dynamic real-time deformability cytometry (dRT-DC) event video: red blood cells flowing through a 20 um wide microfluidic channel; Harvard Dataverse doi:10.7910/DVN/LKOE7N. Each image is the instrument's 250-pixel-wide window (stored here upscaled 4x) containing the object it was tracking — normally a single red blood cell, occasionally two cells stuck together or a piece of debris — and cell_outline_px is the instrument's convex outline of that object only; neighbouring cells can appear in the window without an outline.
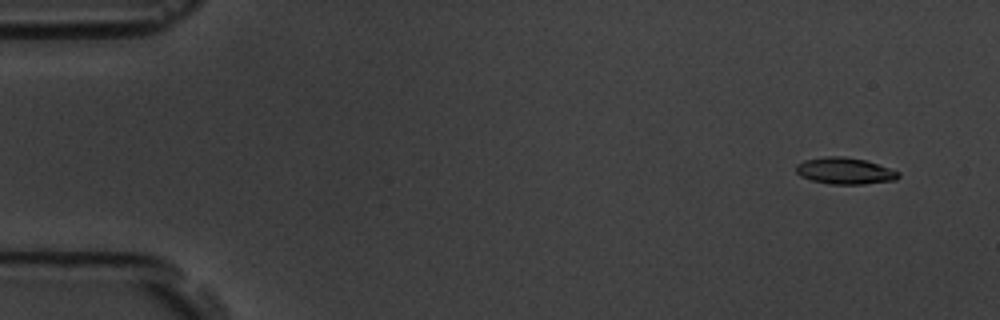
{"species": "common noctule bat (a hibernating species)", "species_latin": "Nyctalus noctula", "temperature_condition": "room temperature", "stored_images_in_passage": 5, "camera_frame_rate_fps": 3000, "um_per_image_px": 0.085, "animal": {"sex": "male", "body_mass_g": 19.5, "forearm_length_mm": 54.6}, "frame": {"image": 1, "passage_image": 2, "time_ms": 1.0, "image_size_px": [1000, 320], "cell_outline_px": [[900, 176], [896, 180], [864, 184], [832, 184], [812, 180], [800, 176], [796, 172], [796, 164], [804, 160], [824, 156], [844, 156], [864, 160], [900, 172]], "centroid_in_image_um": [71.79, 14.52], "position_along_channel_um": 13.2, "area_um2": 15.78}}
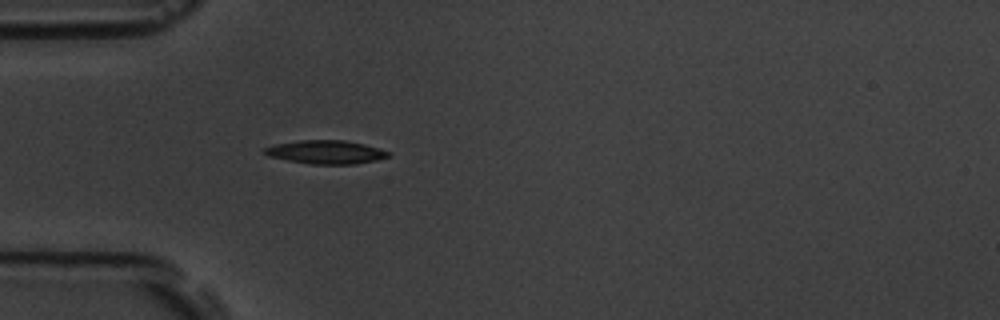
{"frame": {"image": 2, "passage_image": 5, "time_ms": 5.333, "image_size_px": [1000, 320], "cell_outline_px": [[392, 156], [376, 160], [356, 164], [308, 164], [268, 156], [264, 152], [264, 148], [276, 144], [300, 140], [344, 140], [364, 144], [392, 152]], "centroid_in_image_um": [27.75, 12.93], "position_along_channel_um": 57.3, "area_um2": 16.99}}